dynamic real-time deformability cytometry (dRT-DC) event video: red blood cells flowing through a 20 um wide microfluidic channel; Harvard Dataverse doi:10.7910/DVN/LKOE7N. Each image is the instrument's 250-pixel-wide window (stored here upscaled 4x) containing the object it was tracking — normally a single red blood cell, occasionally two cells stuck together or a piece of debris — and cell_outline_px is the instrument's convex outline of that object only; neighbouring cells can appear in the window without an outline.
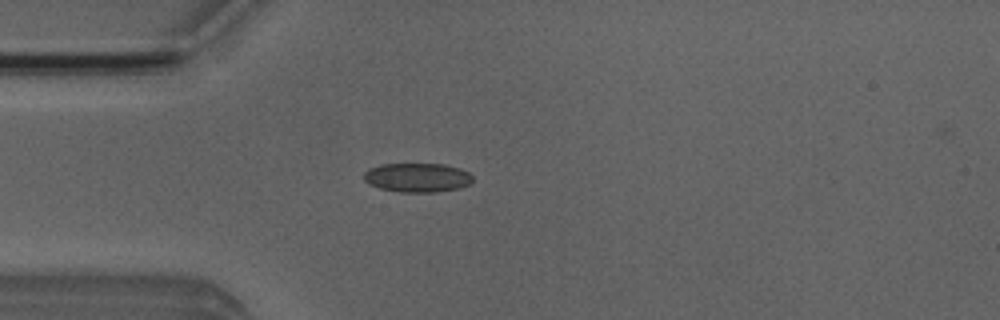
{"species": "Egyptian fruit bat (a non-hibernating species)", "species_latin": "Rousettus aegyptiacus", "temperature_condition": "room temperature", "stored_images_in_passage": 1, "camera_frame_rate_fps": 3000, "um_per_image_px": 0.085, "animal": {"sex": "male"}, "frame": {"image": 1, "passage_image": 1, "time_ms": 0.0, "image_size_px": [1000, 320], "cell_outline_px": [[472, 180], [468, 184], [460, 188], [436, 192], [400, 192], [380, 188], [368, 184], [364, 180], [364, 172], [368, 168], [380, 164], [444, 164], [460, 168], [468, 172], [472, 176]], "centroid_in_image_um": [35.45, 15.09], "position_along_channel_um": 49.6, "area_um2": 18.55}}